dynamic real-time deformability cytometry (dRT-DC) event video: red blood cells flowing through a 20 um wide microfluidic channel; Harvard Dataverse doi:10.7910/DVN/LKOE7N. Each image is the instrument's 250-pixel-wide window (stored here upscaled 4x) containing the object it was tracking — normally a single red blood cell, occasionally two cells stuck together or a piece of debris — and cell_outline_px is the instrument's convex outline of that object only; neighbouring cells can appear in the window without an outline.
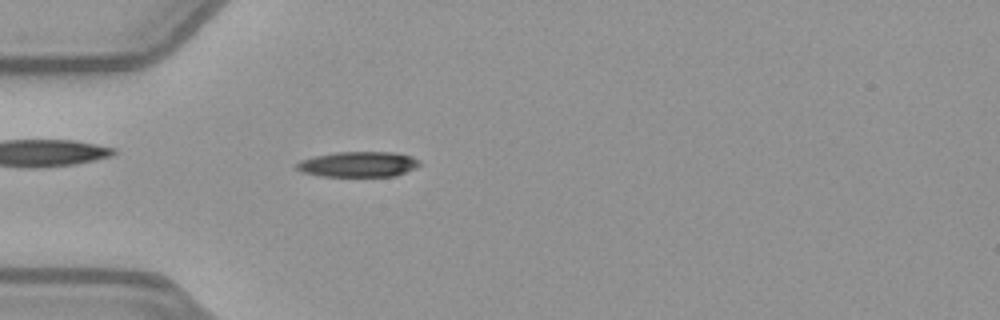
{"species": "common noctule bat (a hibernating species)", "species_latin": "Nyctalus noctula", "temperature_condition": "warm", "stored_images_in_passage": 52, "camera_frame_rate_fps": 3000, "um_per_image_px": 0.085, "animal": {"sex": "female", "body_mass_g": 21.9}, "frame": {"image": 1, "passage_image": 15, "time_ms": 4.667, "image_size_px": [1000, 320], "cell_outline_px": [[420, 164], [416, 168], [396, 176], [320, 176], [304, 172], [296, 168], [296, 164], [300, 160], [312, 156], [336, 152], [392, 152], [412, 156], [420, 160]], "centroid_in_image_um": [30.47, 13.96], "position_along_channel_um": 54.5, "area_um2": 18.26}}
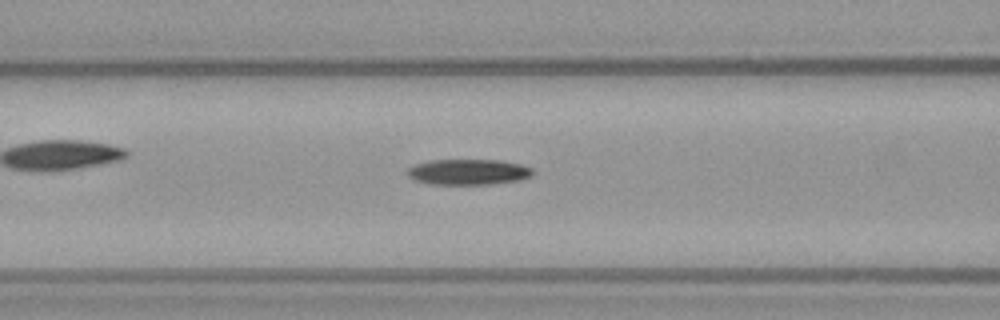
{"frame": {"image": 2, "passage_image": 21, "time_ms": 6.667, "image_size_px": [1000, 320], "cell_outline_px": [[536, 172], [532, 176], [520, 180], [488, 184], [428, 184], [412, 180], [404, 172], [408, 168], [416, 164], [432, 160], [500, 160], [520, 164], [532, 168]], "centroid_in_image_um": [39.79, 14.62], "position_along_channel_um": 126.8, "area_um2": 18.96}}
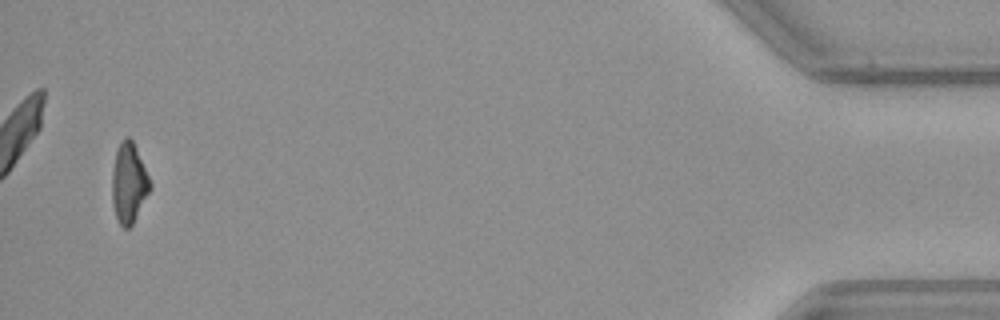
{"frame": {"image": 3, "passage_image": 50, "time_ms": 16.333, "image_size_px": [1000, 320], "cell_outline_px": [[152, 188], [132, 224], [128, 228], [124, 228], [120, 224], [116, 216], [112, 204], [112, 172], [116, 152], [120, 144], [128, 136], [132, 140], [136, 148], [152, 184]], "centroid_in_image_um": [10.96, 15.59], "position_along_channel_um": 424.2, "area_um2": 17.46}, "authors_computed_cell_mechanics": {"area_um2": 18.496, "velocity_mm_per_s": 3.968, "shape_relaxation_time_tau1_ms": 6.3842, "shape_relaxation_time_tau2_ms": 9.724, "deformation_change_tau1": 0.1973, "deformation_change_tau2": 0.2395}}